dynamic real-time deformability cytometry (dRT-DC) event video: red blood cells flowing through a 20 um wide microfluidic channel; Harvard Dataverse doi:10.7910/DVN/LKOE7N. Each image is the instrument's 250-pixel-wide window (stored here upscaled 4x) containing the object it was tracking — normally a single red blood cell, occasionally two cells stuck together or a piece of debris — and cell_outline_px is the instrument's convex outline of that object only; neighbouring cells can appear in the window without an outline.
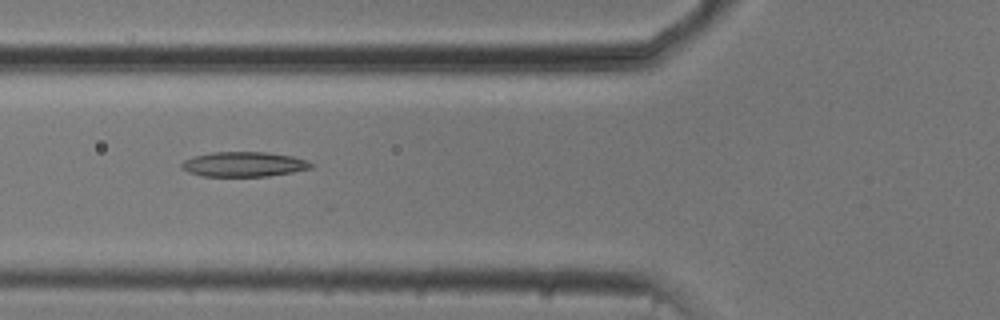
{"species": "common noctule bat (a hibernating species)", "species_latin": "Nyctalus noctula", "temperature_condition": "cold", "stored_images_in_passage": 43, "camera_frame_rate_fps": 3000, "um_per_image_px": 0.085, "animal": {"sex": "male", "body_mass_g": 20.5, "forearm_length_mm": 52.5}, "frame": {"image": 1, "passage_image": 9, "time_ms": 2.667, "image_size_px": [1000, 320], "cell_outline_px": [[312, 168], [292, 172], [268, 176], [200, 176], [188, 172], [180, 168], [180, 164], [184, 160], [192, 156], [212, 152], [268, 152], [292, 156], [308, 160], [312, 164]], "centroid_in_image_um": [20.69, 13.96], "position_along_channel_um": 105.1, "area_um2": 18.9}}
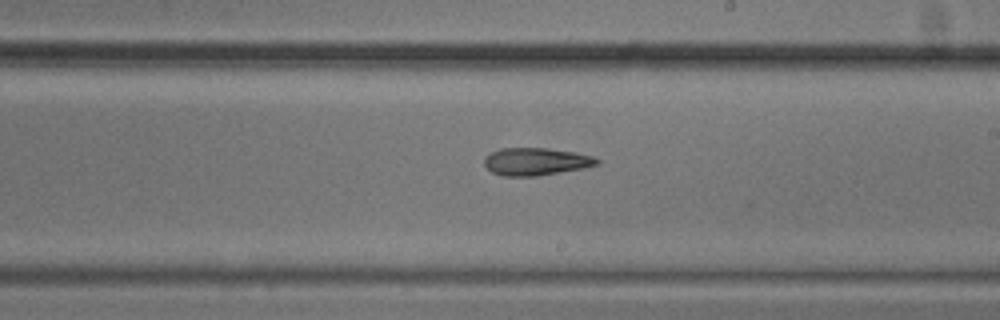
{"frame": {"image": 2, "passage_image": 20, "time_ms": 6.333, "image_size_px": [1000, 320], "cell_outline_px": [[600, 164], [580, 168], [536, 176], [504, 176], [492, 172], [484, 164], [484, 156], [500, 148], [548, 148], [576, 152], [592, 156], [600, 160]], "centroid_in_image_um": [45.53, 13.72], "position_along_channel_um": 243.5, "area_um2": 17.98}}
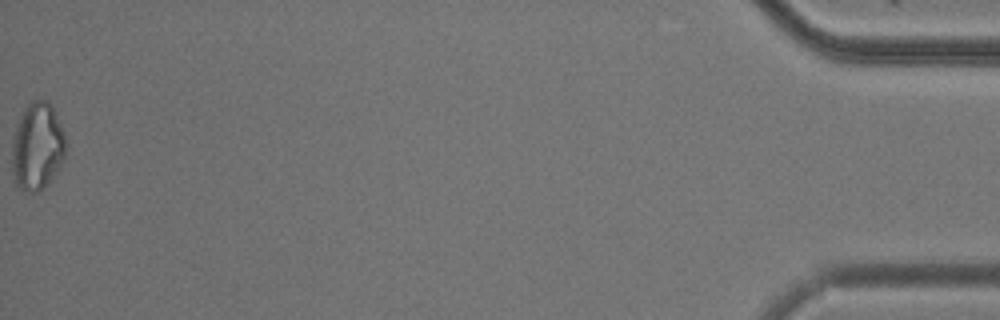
{"frame": {"image": 3, "passage_image": 43, "time_ms": 14.0, "image_size_px": [1000, 320], "cell_outline_px": [[68, 144], [64, 160], [56, 172], [36, 192], [24, 192], [12, 180], [12, 136], [16, 124], [28, 104], [32, 100], [48, 100], [64, 132]], "centroid_in_image_um": [3.16, 12.45], "position_along_channel_um": 432.0, "area_um2": 27.51}, "authors_computed_cell_mechanics": {"area_um2": 18.9584, "velocity_mm_per_s": 3.7607, "shape_relaxation_time_tau1_ms": null, "shape_relaxation_time_tau2_ms": 4.4382, "deformation_change_tau1": null, "deformation_change_tau2": 0.1357}}